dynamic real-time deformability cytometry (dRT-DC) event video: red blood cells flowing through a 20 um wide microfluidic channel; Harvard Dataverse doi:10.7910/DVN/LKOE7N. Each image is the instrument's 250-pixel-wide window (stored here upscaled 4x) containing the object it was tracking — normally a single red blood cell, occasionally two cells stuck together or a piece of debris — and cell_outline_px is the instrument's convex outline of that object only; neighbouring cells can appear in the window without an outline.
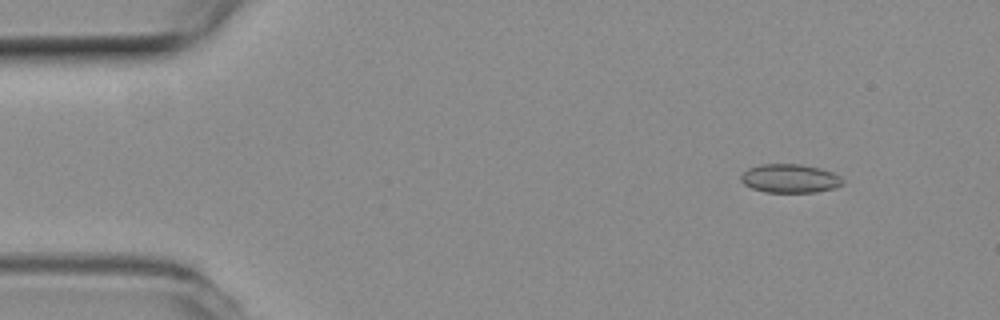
{"species": "common noctule bat (a hibernating species)", "species_latin": "Nyctalus noctula", "temperature_condition": "room temperature", "stored_images_in_passage": 49, "camera_frame_rate_fps": 3000, "um_per_image_px": 0.085, "animal": {"sex": "female", "body_mass_g": 19.3, "forearm_length_mm": 54.1}, "frame": {"image": 1, "passage_image": 1, "time_ms": 0.0, "image_size_px": [1000, 320], "cell_outline_px": [[844, 184], [836, 188], [816, 192], [764, 192], [752, 188], [744, 184], [740, 180], [740, 176], [748, 168], [760, 164], [800, 164], [820, 168], [832, 172], [840, 176], [844, 180]], "centroid_in_image_um": [67.16, 15.17], "position_along_channel_um": 17.8, "area_um2": 17.17}}
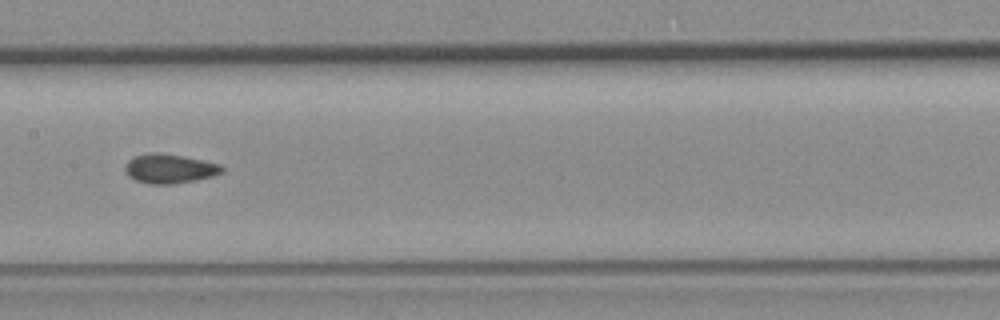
{"frame": {"image": 2, "passage_image": 22, "time_ms": 7.0, "image_size_px": [1000, 320], "cell_outline_px": [[224, 172], [212, 176], [196, 180], [172, 184], [148, 184], [136, 180], [128, 176], [124, 172], [124, 168], [128, 160], [136, 156], [184, 156], [220, 164], [224, 168]], "centroid_in_image_um": [14.45, 14.4], "position_along_channel_um": 193.0, "area_um2": 15.84}}
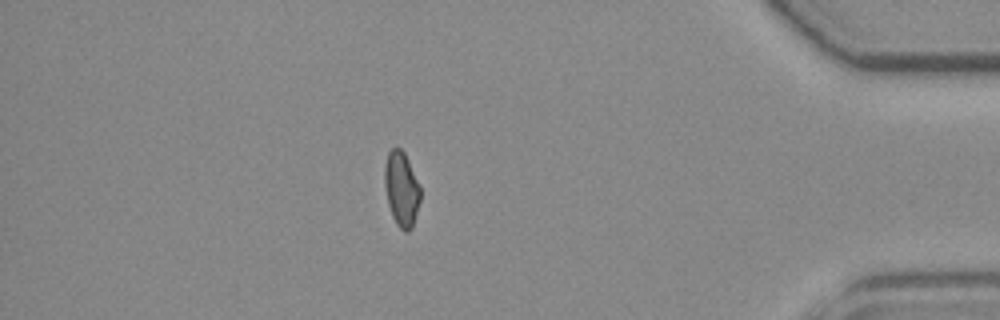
{"frame": {"image": 3, "passage_image": 42, "time_ms": 13.667, "image_size_px": [1000, 320], "cell_outline_px": [[420, 200], [412, 228], [408, 232], [404, 232], [396, 224], [392, 216], [388, 204], [384, 184], [384, 168], [388, 152], [392, 148], [400, 148], [404, 152], [408, 160], [420, 188]], "centroid_in_image_um": [34.11, 16.08], "position_along_channel_um": 401.1, "area_um2": 15.49}, "authors_computed_cell_mechanics": {"area_um2": 15.9528, "velocity_mm_per_s": 3.8001, "shape_relaxation_time_tau1_ms": null, "shape_relaxation_time_tau2_ms": 1.7847, "deformation_change_tau1": null, "deformation_change_tau2": 0.0564}}